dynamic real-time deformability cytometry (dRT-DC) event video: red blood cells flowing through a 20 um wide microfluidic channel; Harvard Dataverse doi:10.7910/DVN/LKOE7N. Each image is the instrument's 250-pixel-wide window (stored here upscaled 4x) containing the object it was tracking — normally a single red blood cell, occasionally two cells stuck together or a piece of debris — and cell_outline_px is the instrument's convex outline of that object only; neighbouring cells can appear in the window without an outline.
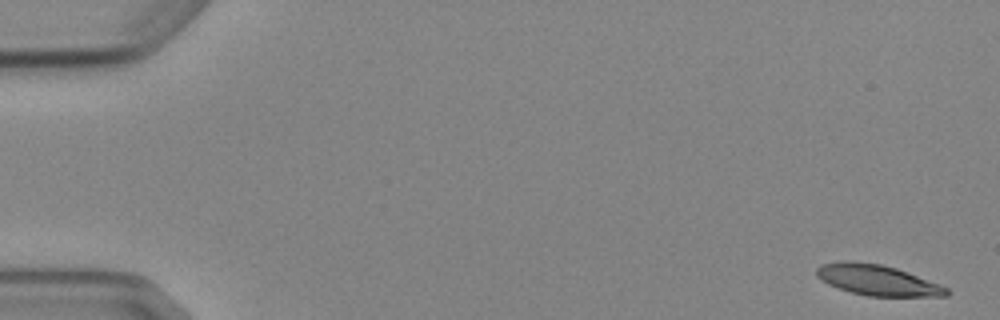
{"species": "Egyptian fruit bat (a non-hibernating species)", "species_latin": "Rousettus aegyptiacus", "temperature_condition": "cold", "stored_images_in_passage": 5, "camera_frame_rate_fps": 3000, "um_per_image_px": 0.085, "animal": {"sex": "female"}, "frame": {"image": 1, "passage_image": 1, "time_ms": 0.0, "image_size_px": [1000, 320], "cell_outline_px": [[948, 296], [868, 296], [852, 292], [828, 284], [816, 276], [816, 268], [820, 264], [844, 260], [852, 260], [880, 264], [896, 268], [940, 284], [948, 288]], "centroid_in_image_um": [74.55, 23.79], "position_along_channel_um": 10.5, "area_um2": 23.12}}
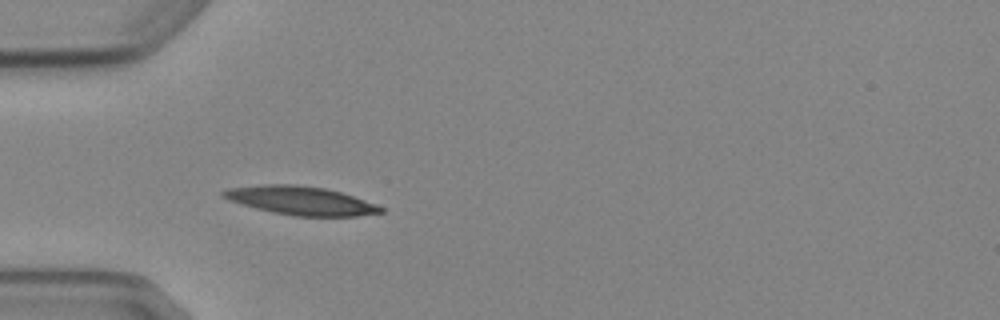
{"frame": {"image": 2, "passage_image": 5, "time_ms": 5.0, "image_size_px": [1000, 320], "cell_outline_px": [[384, 212], [356, 216], [296, 216], [272, 212], [256, 208], [228, 200], [220, 196], [220, 192], [228, 188], [264, 184], [292, 184], [324, 188], [340, 192], [376, 204], [384, 208]], "centroid_in_image_um": [25.53, 17.05], "position_along_channel_um": 59.5, "area_um2": 26.07}}